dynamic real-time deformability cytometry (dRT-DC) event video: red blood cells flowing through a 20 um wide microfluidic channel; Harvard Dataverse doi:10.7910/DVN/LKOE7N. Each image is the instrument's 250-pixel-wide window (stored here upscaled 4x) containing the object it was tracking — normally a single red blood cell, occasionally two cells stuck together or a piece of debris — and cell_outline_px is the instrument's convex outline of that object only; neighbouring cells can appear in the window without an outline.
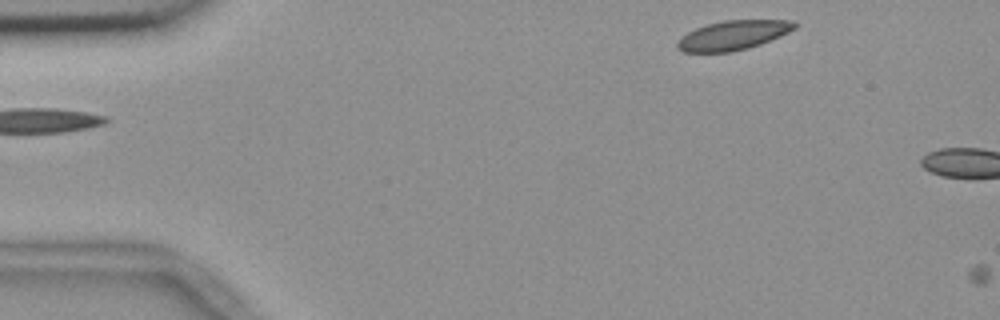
{"species": "common noctule bat (a hibernating species)", "species_latin": "Nyctalus noctula", "temperature_condition": "room temperature", "stored_images_in_passage": 2, "camera_frame_rate_fps": 3000, "um_per_image_px": 0.085, "animal": {"sex": "female", "body_mass_g": 18.4}, "frame": {"image": 1, "passage_image": 1, "time_ms": 0.0, "image_size_px": [1000, 320], "cell_outline_px": [[800, 24], [796, 28], [780, 36], [760, 44], [748, 48], [732, 52], [684, 52], [676, 48], [676, 44], [688, 32], [696, 28], [708, 24], [724, 20], [792, 20]], "centroid_in_image_um": [62.35, 2.99], "position_along_channel_um": 22.6, "area_um2": 20.0}}